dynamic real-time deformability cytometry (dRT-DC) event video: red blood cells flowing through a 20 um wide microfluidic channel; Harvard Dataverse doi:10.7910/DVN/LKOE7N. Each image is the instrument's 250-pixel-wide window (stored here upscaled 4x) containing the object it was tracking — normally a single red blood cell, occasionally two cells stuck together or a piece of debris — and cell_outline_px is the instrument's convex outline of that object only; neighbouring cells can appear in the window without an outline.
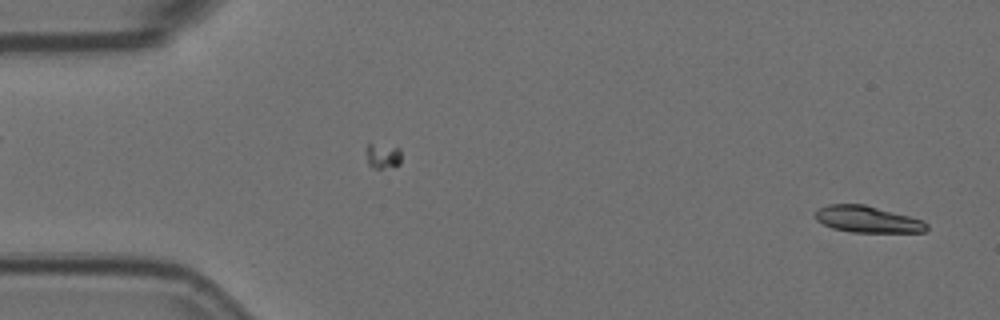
{"species": "Egyptian fruit bat (a non-hibernating species)", "species_latin": "Rousettus aegyptiacus", "temperature_condition": "room temperature", "stored_images_in_passage": 56, "camera_frame_rate_fps": 3000, "um_per_image_px": 0.085, "animal": {"sex": "female"}, "frame": {"image": 1, "passage_image": 2, "time_ms": 0.333, "image_size_px": [1000, 320], "cell_outline_px": [[928, 228], [924, 232], [852, 232], [832, 228], [816, 220], [816, 212], [820, 208], [828, 204], [864, 204], [924, 220], [928, 224]], "centroid_in_image_um": [73.76, 18.64], "position_along_channel_um": 11.2, "area_um2": 17.11}}
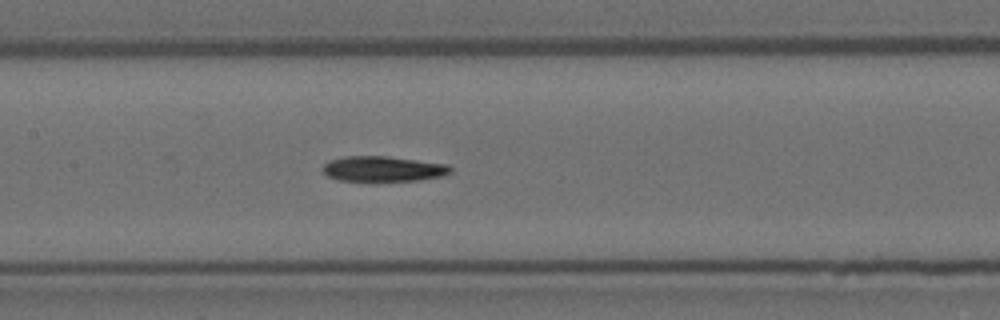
{"frame": {"image": 2, "passage_image": 26, "time_ms": 8.333, "image_size_px": [1000, 320], "cell_outline_px": [[452, 172], [444, 176], [420, 180], [372, 184], [340, 180], [328, 176], [324, 172], [324, 164], [328, 160], [344, 156], [388, 156], [448, 164], [452, 168]], "centroid_in_image_um": [32.58, 14.4], "position_along_channel_um": 174.8, "area_um2": 19.88}}
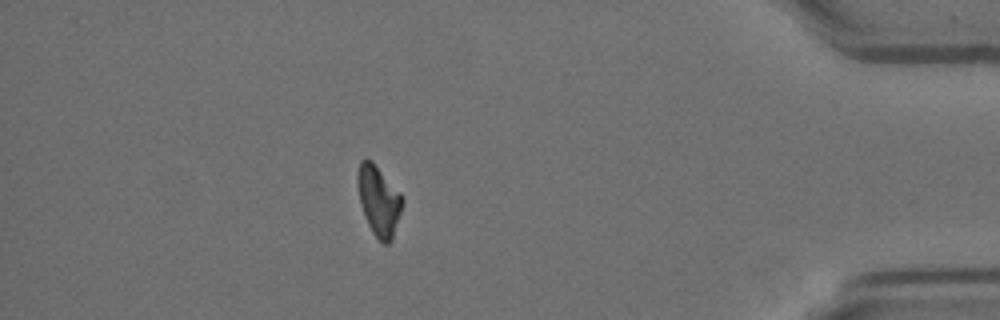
{"frame": {"image": 3, "passage_image": 49, "time_ms": 16.0, "image_size_px": [1000, 320], "cell_outline_px": [[404, 204], [392, 240], [388, 244], [384, 244], [372, 232], [368, 224], [360, 204], [356, 184], [356, 172], [360, 160], [372, 160], [404, 196]], "centroid_in_image_um": [32.2, 17.03], "position_along_channel_um": 403.0, "area_um2": 18.67}, "authors_computed_cell_mechanics": {"area_um2": 18.6983, "velocity_mm_per_s": 3.5796, "shape_relaxation_time_tau1_ms": 6.395, "shape_relaxation_time_tau2_ms": null, "deformation_change_tau1": 0.2258, "deformation_change_tau2": null}}